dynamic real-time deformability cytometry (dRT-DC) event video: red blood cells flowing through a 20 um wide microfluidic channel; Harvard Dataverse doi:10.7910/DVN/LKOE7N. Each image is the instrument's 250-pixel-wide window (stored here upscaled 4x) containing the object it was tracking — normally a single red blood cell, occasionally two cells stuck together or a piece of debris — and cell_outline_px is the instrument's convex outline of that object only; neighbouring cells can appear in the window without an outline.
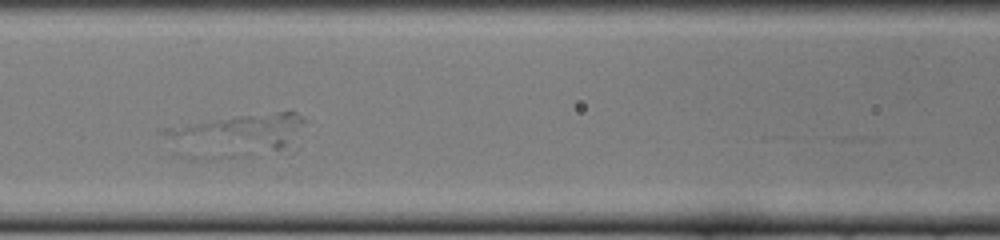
{"species": "common noctule bat (a hibernating species)", "species_latin": "Nyctalus noctula", "temperature_condition": "cold", "stored_images_in_passage": 33, "camera_frame_rate_fps": 3000, "um_per_image_px": 0.085, "animal": {"sex": "female", "body_mass_g": 22.0, "forearm_length_mm": 56.7}, "frame": {"image": 1, "passage_image": 9, "time_ms": 2.667, "image_size_px": [1000, 240], "cell_outline_px": [[304, 120], [284, 144], [280, 148], [272, 148], [172, 136], [164, 132], [164, 128], [236, 116], [292, 108], [304, 116]], "centroid_in_image_um": [20.82, 10.95], "position_along_channel_um": 145.8, "area_um2": 23.7}}
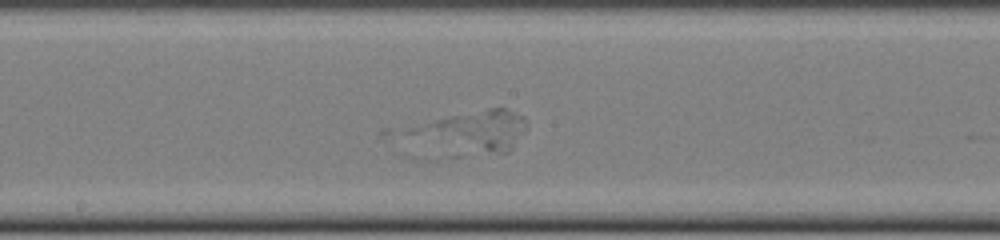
{"frame": {"image": 2, "passage_image": 14, "time_ms": 4.333, "image_size_px": [1000, 240], "cell_outline_px": [[528, 124], [524, 132], [512, 148], [508, 152], [500, 152], [408, 132], [412, 128], [436, 120], [452, 116], [488, 108], [504, 108], [524, 116]], "centroid_in_image_um": [40.68, 10.96], "position_along_channel_um": 207.5, "area_um2": 23.18}}